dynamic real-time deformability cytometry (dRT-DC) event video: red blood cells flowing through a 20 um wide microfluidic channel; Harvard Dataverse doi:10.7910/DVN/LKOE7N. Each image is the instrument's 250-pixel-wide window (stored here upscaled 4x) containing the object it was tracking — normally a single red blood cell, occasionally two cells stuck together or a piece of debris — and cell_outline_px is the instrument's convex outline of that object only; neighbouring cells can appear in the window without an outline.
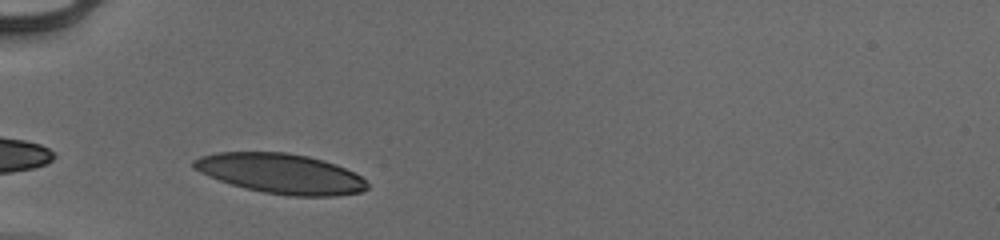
{"species": "human", "species_latin": "Homo sapiens", "temperature_condition": "cold", "stored_images_in_passage": 29, "camera_frame_rate_fps": 3000, "um_per_image_px": 0.085, "donor": {"sex": "male"}, "frame": {"image": 1, "passage_image": 2, "time_ms": 0.333, "image_size_px": [1000, 240], "cell_outline_px": [[368, 188], [360, 192], [336, 196], [292, 196], [264, 192], [244, 188], [208, 176], [192, 168], [192, 160], [200, 156], [216, 152], [288, 152], [308, 156], [324, 160], [336, 164], [360, 176], [368, 184]], "centroid_in_image_um": [23.84, 14.74], "position_along_channel_um": 61.2, "area_um2": 40.4}}
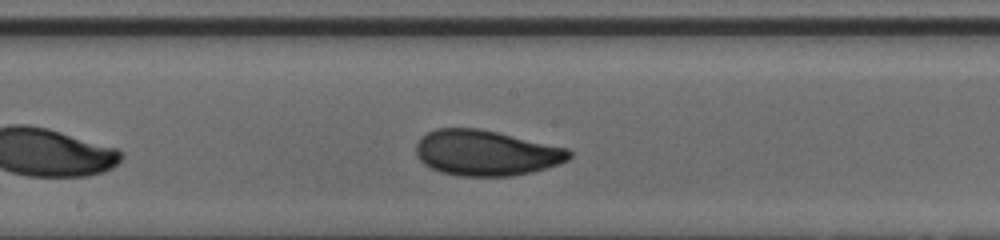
{"frame": {"image": 2, "passage_image": 14, "time_ms": 4.333, "image_size_px": [1000, 240], "cell_outline_px": [[572, 156], [568, 160], [532, 172], [508, 176], [460, 176], [440, 172], [424, 164], [416, 156], [416, 144], [420, 136], [436, 128], [476, 128], [496, 132], [568, 148], [572, 152]], "centroid_in_image_um": [41.28, 12.99], "position_along_channel_um": 206.9, "area_um2": 40.52}}
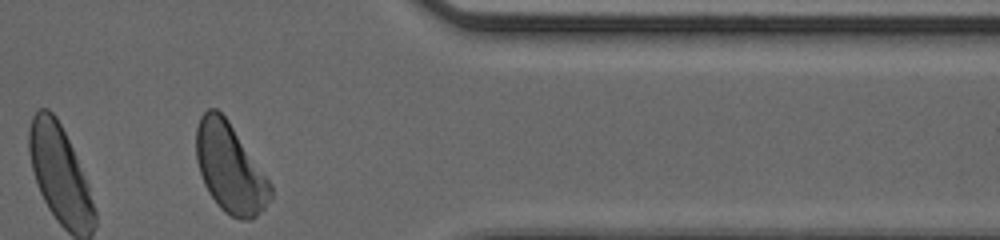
{"frame": {"image": 3, "passage_image": 29, "time_ms": 9.333, "image_size_px": [1000, 240], "cell_outline_px": [[272, 196], [264, 208], [252, 220], [240, 220], [224, 212], [220, 208], [208, 192], [204, 184], [196, 160], [196, 128], [200, 116], [208, 108], [216, 108], [228, 120], [272, 184]], "centroid_in_image_um": [19.54, 14.3], "position_along_channel_um": 391.9, "area_um2": 38.61}, "authors_computed_cell_mechanics": {"area_um2": 40.2866, "velocity_mm_per_s": 3.9312, "shape_relaxation_time_tau1_ms": 2.6828, "shape_relaxation_time_tau2_ms": 1.2876, "deformation_change_tau1": 0.143, "deformation_change_tau2": 0.066}}